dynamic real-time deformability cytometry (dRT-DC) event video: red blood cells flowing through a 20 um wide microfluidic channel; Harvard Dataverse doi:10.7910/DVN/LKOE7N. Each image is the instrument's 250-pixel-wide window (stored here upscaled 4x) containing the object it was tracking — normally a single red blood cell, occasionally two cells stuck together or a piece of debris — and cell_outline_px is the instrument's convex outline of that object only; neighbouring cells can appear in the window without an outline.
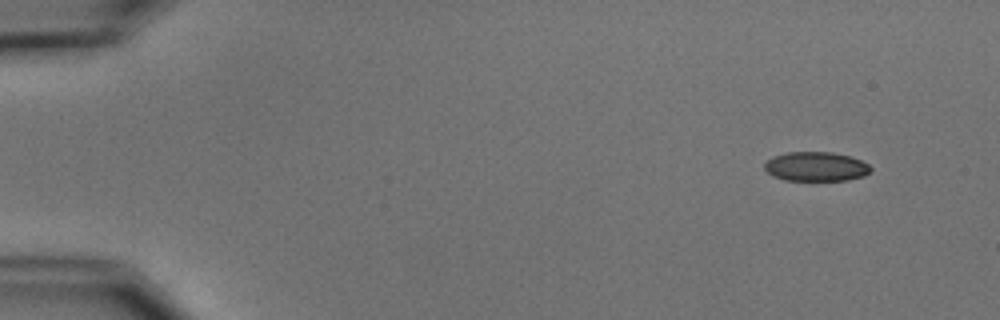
{"species": "common noctule bat (a hibernating species)", "species_latin": "Nyctalus noctula", "temperature_condition": "cold", "stored_images_in_passage": 6, "camera_frame_rate_fps": 3000, "um_per_image_px": 0.085, "animal": {"sex": "male", "body_mass_g": 15.6}, "frame": {"image": 1, "passage_image": 1, "time_ms": 0.0, "image_size_px": [1000, 320], "cell_outline_px": [[872, 172], [864, 176], [848, 180], [784, 180], [772, 176], [764, 168], [764, 164], [772, 156], [788, 152], [832, 152], [852, 156], [868, 164], [872, 168]], "centroid_in_image_um": [69.38, 14.15], "position_along_channel_um": 15.6, "area_um2": 18.32}}
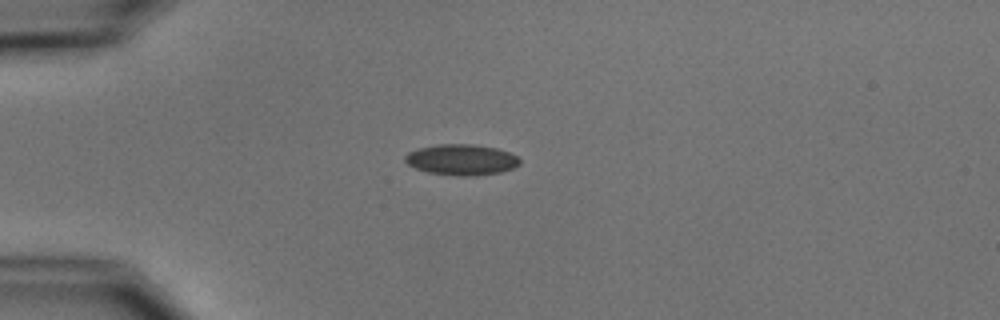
{"frame": {"image": 2, "passage_image": 4, "time_ms": 3.333, "image_size_px": [1000, 320], "cell_outline_px": [[520, 164], [516, 168], [500, 172], [476, 176], [456, 176], [428, 172], [416, 168], [408, 164], [404, 160], [404, 156], [408, 152], [416, 148], [436, 144], [472, 144], [496, 148], [508, 152], [516, 156], [520, 160]], "centroid_in_image_um": [39.22, 13.57], "position_along_channel_um": 45.8, "area_um2": 20.81}}